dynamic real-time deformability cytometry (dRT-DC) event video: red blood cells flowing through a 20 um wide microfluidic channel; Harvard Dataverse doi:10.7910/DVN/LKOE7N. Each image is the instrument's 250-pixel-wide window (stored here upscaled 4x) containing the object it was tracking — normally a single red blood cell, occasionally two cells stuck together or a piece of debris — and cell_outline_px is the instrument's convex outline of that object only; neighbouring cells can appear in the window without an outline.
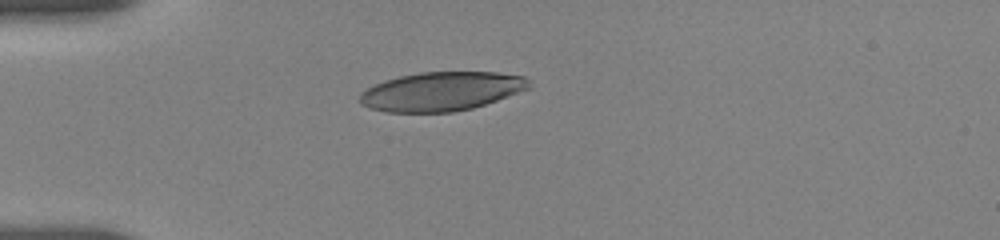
{"species": "human", "species_latin": "Homo sapiens", "temperature_condition": "room temperature", "stored_images_in_passage": 13, "camera_frame_rate_fps": 3000, "um_per_image_px": 0.085, "donor": {"sex": "female"}, "frame": {"image": 1, "passage_image": 1, "time_ms": 0.0, "image_size_px": [1000, 240], "cell_outline_px": [[528, 88], [496, 100], [472, 108], [452, 112], [388, 112], [372, 108], [360, 104], [360, 92], [384, 80], [400, 76], [420, 72], [496, 72], [524, 76], [528, 80]], "centroid_in_image_um": [37.48, 7.76], "position_along_channel_um": 47.5, "area_um2": 37.97}}
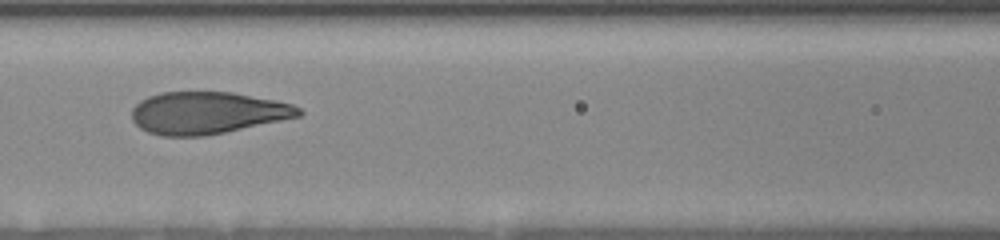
{"frame": {"image": 2, "passage_image": 8, "time_ms": 3.333, "image_size_px": [1000, 240], "cell_outline_px": [[304, 112], [300, 116], [224, 132], [204, 136], [160, 136], [148, 132], [140, 128], [132, 120], [132, 108], [140, 100], [148, 96], [160, 92], [232, 92], [276, 100], [292, 104], [300, 108]], "centroid_in_image_um": [17.6, 9.59], "position_along_channel_um": 149.0, "area_um2": 40.98}}
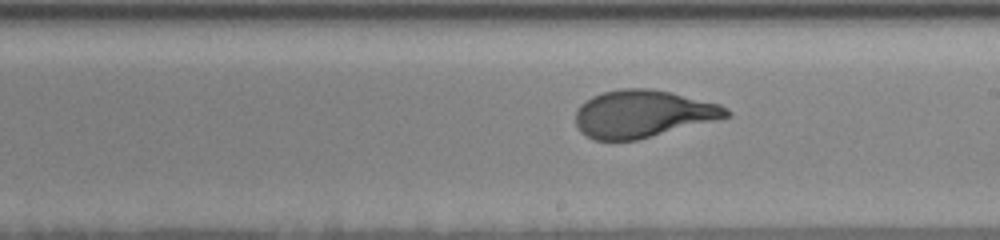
{"frame": {"image": 3, "passage_image": 13, "time_ms": 5.667, "image_size_px": [1000, 240], "cell_outline_px": [[732, 116], [636, 140], [592, 140], [580, 132], [576, 124], [576, 108], [580, 104], [592, 96], [604, 92], [620, 88], [652, 88], [720, 104], [728, 108], [732, 112]], "centroid_in_image_um": [54.63, 9.67], "position_along_channel_um": 234.4, "area_um2": 41.67}}